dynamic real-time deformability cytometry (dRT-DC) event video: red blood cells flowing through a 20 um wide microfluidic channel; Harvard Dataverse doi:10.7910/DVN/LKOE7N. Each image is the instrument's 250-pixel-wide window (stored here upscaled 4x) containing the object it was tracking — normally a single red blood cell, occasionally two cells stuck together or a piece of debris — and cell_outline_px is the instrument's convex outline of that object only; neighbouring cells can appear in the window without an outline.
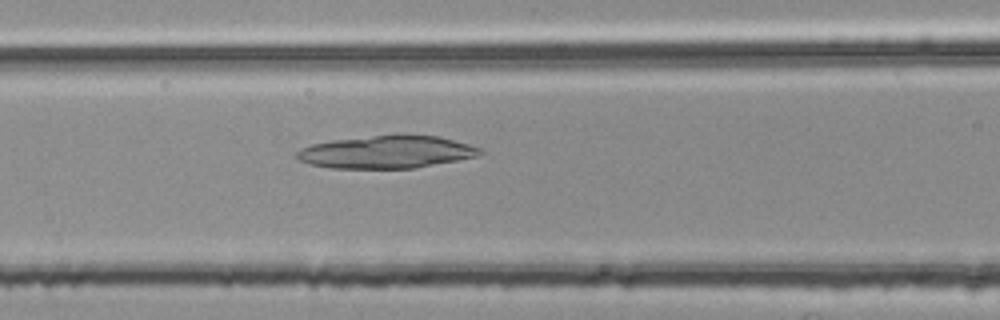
{"species": "common noctule bat (a hibernating species)", "species_latin": "Nyctalus noctula", "temperature_condition": "room temperature", "stored_images_in_passage": 34, "camera_frame_rate_fps": 3000, "um_per_image_px": 0.085, "animal": {"sex": "female", "body_mass_g": 25.1}, "frame": {"image": 1, "passage_image": 21, "time_ms": 6.667, "image_size_px": [1000, 320], "cell_outline_px": [[484, 152], [476, 156], [416, 168], [332, 168], [312, 164], [300, 160], [296, 156], [296, 152], [300, 148], [312, 144], [332, 140], [372, 136], [440, 136], [468, 144], [480, 148]], "centroid_in_image_um": [32.84, 12.93], "position_along_channel_um": 133.8, "area_um2": 34.16}}
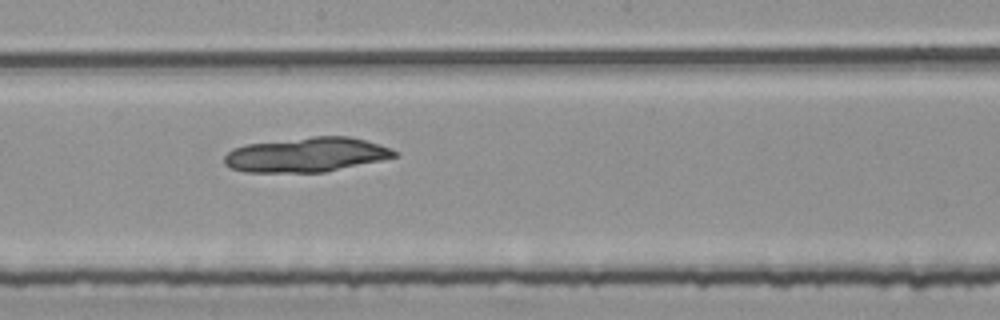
{"frame": {"image": 2, "passage_image": 28, "time_ms": 9.0, "image_size_px": [1000, 320], "cell_outline_px": [[400, 156], [324, 172], [244, 172], [228, 168], [224, 164], [224, 156], [232, 148], [248, 144], [312, 136], [348, 136], [380, 144], [392, 148], [400, 152]], "centroid_in_image_um": [26.06, 13.15], "position_along_channel_um": 222.1, "area_um2": 34.45}}
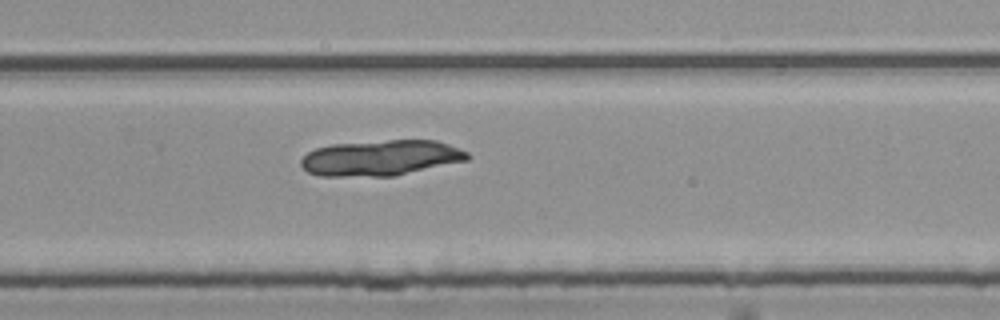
{"frame": {"image": 3, "passage_image": 34, "time_ms": 11.0, "image_size_px": [1000, 320], "cell_outline_px": [[472, 156], [468, 160], [396, 176], [320, 176], [308, 172], [300, 164], [300, 160], [308, 152], [316, 148], [332, 144], [388, 140], [436, 140], [448, 144], [468, 152]], "centroid_in_image_um": [32.39, 13.42], "position_along_channel_um": 297.4, "area_um2": 34.68}}